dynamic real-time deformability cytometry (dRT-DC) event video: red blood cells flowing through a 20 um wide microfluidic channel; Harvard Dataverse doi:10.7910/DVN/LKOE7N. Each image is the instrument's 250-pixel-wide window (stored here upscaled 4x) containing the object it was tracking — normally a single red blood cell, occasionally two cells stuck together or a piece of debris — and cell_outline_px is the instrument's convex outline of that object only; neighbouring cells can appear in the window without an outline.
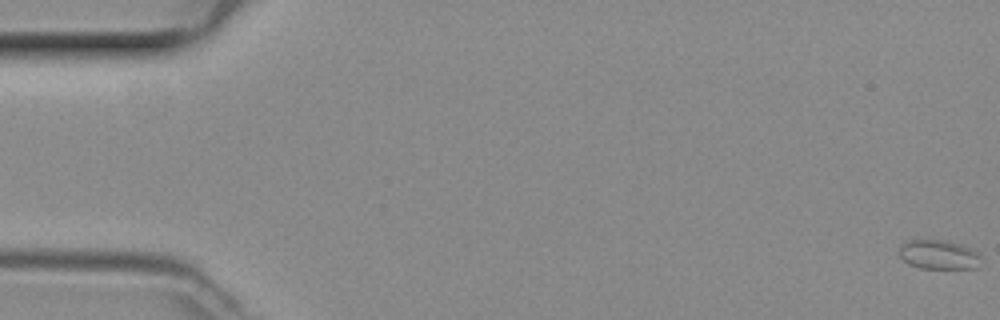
{"species": "common noctule bat (a hibernating species)", "species_latin": "Nyctalus noctula", "temperature_condition": "room temperature", "stored_images_in_passage": 51, "segment_of_instrument_passage": [1, 2], "camera_frame_rate_fps": 3000, "um_per_image_px": 0.085, "animal": {"sex": "female", "body_mass_g": 29.2, "forearm_length_mm": 56.3}, "frame": {"image": 1, "passage_image": 1, "time_ms": 0.0, "image_size_px": [1000, 320], "cell_outline_px": [[980, 256], [976, 268], [920, 268], [908, 264], [900, 256], [900, 248], [908, 240], [944, 240], [960, 244], [976, 252]], "centroid_in_image_um": [79.76, 21.65], "position_along_channel_um": 5.2, "area_um2": 13.58}}
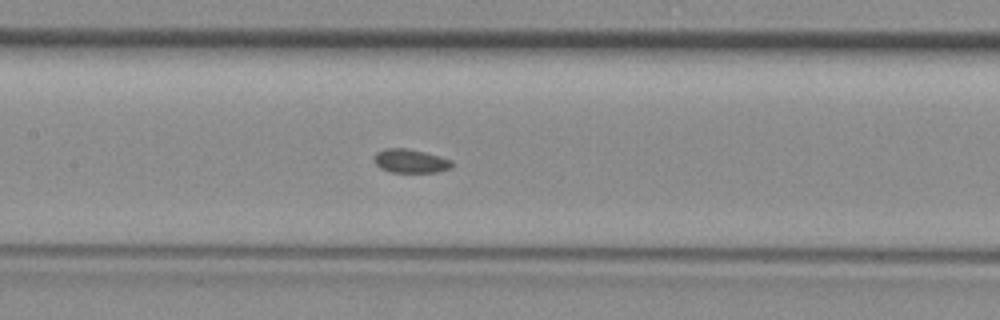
{"frame": {"image": 2, "passage_image": 24, "time_ms": 7.667, "image_size_px": [1000, 320], "cell_outline_px": [[452, 168], [436, 172], [392, 172], [380, 168], [376, 164], [376, 152], [384, 148], [408, 148], [424, 152], [452, 160]], "centroid_in_image_um": [34.9, 13.68], "position_along_channel_um": 172.5, "area_um2": 10.64}}
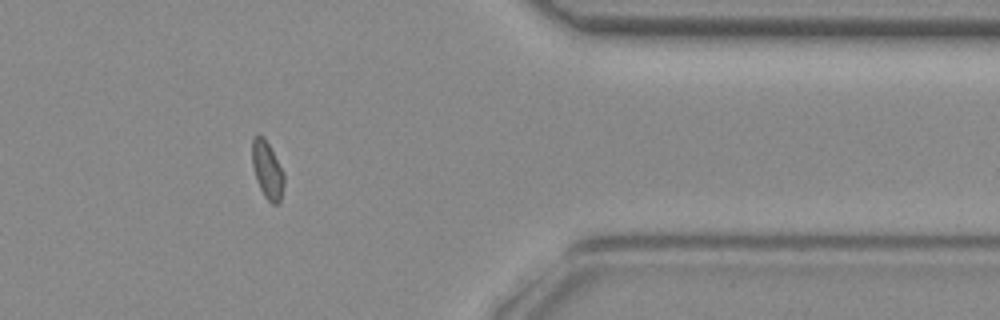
{"frame": {"image": 3, "passage_image": 41, "time_ms": 13.333, "image_size_px": [1000, 320], "cell_outline_px": [[284, 184], [280, 200], [276, 204], [272, 204], [264, 196], [256, 180], [252, 164], [252, 140], [256, 136], [264, 136], [284, 172]], "centroid_in_image_um": [22.72, 14.46], "position_along_channel_um": 388.7, "area_um2": 10.58}}